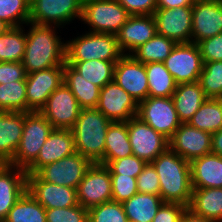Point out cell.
Here are the masks:
<instances>
[{
    "instance_id": "obj_1",
    "label": "cell",
    "mask_w": 222,
    "mask_h": 222,
    "mask_svg": "<svg viewBox=\"0 0 222 222\" xmlns=\"http://www.w3.org/2000/svg\"><path fill=\"white\" fill-rule=\"evenodd\" d=\"M151 164L158 174L162 200L189 207L193 192L190 162L168 148L159 154Z\"/></svg>"
},
{
    "instance_id": "obj_2",
    "label": "cell",
    "mask_w": 222,
    "mask_h": 222,
    "mask_svg": "<svg viewBox=\"0 0 222 222\" xmlns=\"http://www.w3.org/2000/svg\"><path fill=\"white\" fill-rule=\"evenodd\" d=\"M30 25L32 27L26 34L25 54L22 61L26 73L64 66L66 43H62L55 35L54 26L34 23Z\"/></svg>"
},
{
    "instance_id": "obj_3",
    "label": "cell",
    "mask_w": 222,
    "mask_h": 222,
    "mask_svg": "<svg viewBox=\"0 0 222 222\" xmlns=\"http://www.w3.org/2000/svg\"><path fill=\"white\" fill-rule=\"evenodd\" d=\"M111 122L97 108L81 109L71 129L76 152L93 164L100 163L104 158L105 138Z\"/></svg>"
},
{
    "instance_id": "obj_4",
    "label": "cell",
    "mask_w": 222,
    "mask_h": 222,
    "mask_svg": "<svg viewBox=\"0 0 222 222\" xmlns=\"http://www.w3.org/2000/svg\"><path fill=\"white\" fill-rule=\"evenodd\" d=\"M123 55L114 34L89 32L66 42V61H118Z\"/></svg>"
},
{
    "instance_id": "obj_5",
    "label": "cell",
    "mask_w": 222,
    "mask_h": 222,
    "mask_svg": "<svg viewBox=\"0 0 222 222\" xmlns=\"http://www.w3.org/2000/svg\"><path fill=\"white\" fill-rule=\"evenodd\" d=\"M53 130V126L39 111L27 112L22 138L13 158L7 164L26 170L36 160Z\"/></svg>"
},
{
    "instance_id": "obj_6",
    "label": "cell",
    "mask_w": 222,
    "mask_h": 222,
    "mask_svg": "<svg viewBox=\"0 0 222 222\" xmlns=\"http://www.w3.org/2000/svg\"><path fill=\"white\" fill-rule=\"evenodd\" d=\"M131 15L117 0H83L81 19L92 33L116 35Z\"/></svg>"
},
{
    "instance_id": "obj_7",
    "label": "cell",
    "mask_w": 222,
    "mask_h": 222,
    "mask_svg": "<svg viewBox=\"0 0 222 222\" xmlns=\"http://www.w3.org/2000/svg\"><path fill=\"white\" fill-rule=\"evenodd\" d=\"M137 117L170 139L181 121L171 97H150L138 103Z\"/></svg>"
},
{
    "instance_id": "obj_8",
    "label": "cell",
    "mask_w": 222,
    "mask_h": 222,
    "mask_svg": "<svg viewBox=\"0 0 222 222\" xmlns=\"http://www.w3.org/2000/svg\"><path fill=\"white\" fill-rule=\"evenodd\" d=\"M175 83L199 81L203 60L196 43H177L163 62Z\"/></svg>"
},
{
    "instance_id": "obj_9",
    "label": "cell",
    "mask_w": 222,
    "mask_h": 222,
    "mask_svg": "<svg viewBox=\"0 0 222 222\" xmlns=\"http://www.w3.org/2000/svg\"><path fill=\"white\" fill-rule=\"evenodd\" d=\"M127 130L133 155L146 163H151L169 148V139L137 116L127 121Z\"/></svg>"
},
{
    "instance_id": "obj_10",
    "label": "cell",
    "mask_w": 222,
    "mask_h": 222,
    "mask_svg": "<svg viewBox=\"0 0 222 222\" xmlns=\"http://www.w3.org/2000/svg\"><path fill=\"white\" fill-rule=\"evenodd\" d=\"M92 162L79 153L41 167L35 174L43 181L76 189Z\"/></svg>"
},
{
    "instance_id": "obj_11",
    "label": "cell",
    "mask_w": 222,
    "mask_h": 222,
    "mask_svg": "<svg viewBox=\"0 0 222 222\" xmlns=\"http://www.w3.org/2000/svg\"><path fill=\"white\" fill-rule=\"evenodd\" d=\"M78 204L89 210L92 207L112 201L110 170L94 163L76 188Z\"/></svg>"
},
{
    "instance_id": "obj_12",
    "label": "cell",
    "mask_w": 222,
    "mask_h": 222,
    "mask_svg": "<svg viewBox=\"0 0 222 222\" xmlns=\"http://www.w3.org/2000/svg\"><path fill=\"white\" fill-rule=\"evenodd\" d=\"M83 0H30L29 23L57 27L81 19Z\"/></svg>"
},
{
    "instance_id": "obj_13",
    "label": "cell",
    "mask_w": 222,
    "mask_h": 222,
    "mask_svg": "<svg viewBox=\"0 0 222 222\" xmlns=\"http://www.w3.org/2000/svg\"><path fill=\"white\" fill-rule=\"evenodd\" d=\"M80 106L71 90L63 82L47 99L39 111L54 129L71 130L80 113Z\"/></svg>"
},
{
    "instance_id": "obj_14",
    "label": "cell",
    "mask_w": 222,
    "mask_h": 222,
    "mask_svg": "<svg viewBox=\"0 0 222 222\" xmlns=\"http://www.w3.org/2000/svg\"><path fill=\"white\" fill-rule=\"evenodd\" d=\"M63 80L64 66H54L27 74L25 79L27 112L40 111Z\"/></svg>"
},
{
    "instance_id": "obj_15",
    "label": "cell",
    "mask_w": 222,
    "mask_h": 222,
    "mask_svg": "<svg viewBox=\"0 0 222 222\" xmlns=\"http://www.w3.org/2000/svg\"><path fill=\"white\" fill-rule=\"evenodd\" d=\"M156 31L177 43H191L192 6L157 8L152 15Z\"/></svg>"
},
{
    "instance_id": "obj_16",
    "label": "cell",
    "mask_w": 222,
    "mask_h": 222,
    "mask_svg": "<svg viewBox=\"0 0 222 222\" xmlns=\"http://www.w3.org/2000/svg\"><path fill=\"white\" fill-rule=\"evenodd\" d=\"M110 121H128L137 116L138 103L114 80L100 88L96 107Z\"/></svg>"
},
{
    "instance_id": "obj_17",
    "label": "cell",
    "mask_w": 222,
    "mask_h": 222,
    "mask_svg": "<svg viewBox=\"0 0 222 222\" xmlns=\"http://www.w3.org/2000/svg\"><path fill=\"white\" fill-rule=\"evenodd\" d=\"M113 80L137 103L148 97V79L145 64L138 62L128 53H125L115 63Z\"/></svg>"
},
{
    "instance_id": "obj_18",
    "label": "cell",
    "mask_w": 222,
    "mask_h": 222,
    "mask_svg": "<svg viewBox=\"0 0 222 222\" xmlns=\"http://www.w3.org/2000/svg\"><path fill=\"white\" fill-rule=\"evenodd\" d=\"M212 134L181 123L169 139V148L188 162L211 153Z\"/></svg>"
},
{
    "instance_id": "obj_19",
    "label": "cell",
    "mask_w": 222,
    "mask_h": 222,
    "mask_svg": "<svg viewBox=\"0 0 222 222\" xmlns=\"http://www.w3.org/2000/svg\"><path fill=\"white\" fill-rule=\"evenodd\" d=\"M27 191L45 209L78 205L76 189L45 182L36 174H27Z\"/></svg>"
},
{
    "instance_id": "obj_20",
    "label": "cell",
    "mask_w": 222,
    "mask_h": 222,
    "mask_svg": "<svg viewBox=\"0 0 222 222\" xmlns=\"http://www.w3.org/2000/svg\"><path fill=\"white\" fill-rule=\"evenodd\" d=\"M220 33H222L221 1L194 2L192 6V42L197 44Z\"/></svg>"
},
{
    "instance_id": "obj_21",
    "label": "cell",
    "mask_w": 222,
    "mask_h": 222,
    "mask_svg": "<svg viewBox=\"0 0 222 222\" xmlns=\"http://www.w3.org/2000/svg\"><path fill=\"white\" fill-rule=\"evenodd\" d=\"M76 153L74 135L69 129H54L40 149L36 160L25 170L35 174L41 167Z\"/></svg>"
},
{
    "instance_id": "obj_22",
    "label": "cell",
    "mask_w": 222,
    "mask_h": 222,
    "mask_svg": "<svg viewBox=\"0 0 222 222\" xmlns=\"http://www.w3.org/2000/svg\"><path fill=\"white\" fill-rule=\"evenodd\" d=\"M26 191L25 169L6 163L0 169V222L7 218L9 211Z\"/></svg>"
},
{
    "instance_id": "obj_23",
    "label": "cell",
    "mask_w": 222,
    "mask_h": 222,
    "mask_svg": "<svg viewBox=\"0 0 222 222\" xmlns=\"http://www.w3.org/2000/svg\"><path fill=\"white\" fill-rule=\"evenodd\" d=\"M156 31V23L152 15H135L122 25L116 34L121 51H129L131 55L139 46L152 39Z\"/></svg>"
},
{
    "instance_id": "obj_24",
    "label": "cell",
    "mask_w": 222,
    "mask_h": 222,
    "mask_svg": "<svg viewBox=\"0 0 222 222\" xmlns=\"http://www.w3.org/2000/svg\"><path fill=\"white\" fill-rule=\"evenodd\" d=\"M27 112H0V158L8 163L22 138Z\"/></svg>"
},
{
    "instance_id": "obj_25",
    "label": "cell",
    "mask_w": 222,
    "mask_h": 222,
    "mask_svg": "<svg viewBox=\"0 0 222 222\" xmlns=\"http://www.w3.org/2000/svg\"><path fill=\"white\" fill-rule=\"evenodd\" d=\"M193 188H222V157L209 153L190 162Z\"/></svg>"
},
{
    "instance_id": "obj_26",
    "label": "cell",
    "mask_w": 222,
    "mask_h": 222,
    "mask_svg": "<svg viewBox=\"0 0 222 222\" xmlns=\"http://www.w3.org/2000/svg\"><path fill=\"white\" fill-rule=\"evenodd\" d=\"M171 98L181 123H188L207 99L199 81L178 84Z\"/></svg>"
},
{
    "instance_id": "obj_27",
    "label": "cell",
    "mask_w": 222,
    "mask_h": 222,
    "mask_svg": "<svg viewBox=\"0 0 222 222\" xmlns=\"http://www.w3.org/2000/svg\"><path fill=\"white\" fill-rule=\"evenodd\" d=\"M188 209L207 220L222 222V188H193Z\"/></svg>"
},
{
    "instance_id": "obj_28",
    "label": "cell",
    "mask_w": 222,
    "mask_h": 222,
    "mask_svg": "<svg viewBox=\"0 0 222 222\" xmlns=\"http://www.w3.org/2000/svg\"><path fill=\"white\" fill-rule=\"evenodd\" d=\"M63 82L71 90L81 109L97 107L100 87L83 78L78 71L66 62L64 63Z\"/></svg>"
},
{
    "instance_id": "obj_29",
    "label": "cell",
    "mask_w": 222,
    "mask_h": 222,
    "mask_svg": "<svg viewBox=\"0 0 222 222\" xmlns=\"http://www.w3.org/2000/svg\"><path fill=\"white\" fill-rule=\"evenodd\" d=\"M133 155L129 142L127 121L111 122L105 138L104 158L99 163L106 166L110 161Z\"/></svg>"
},
{
    "instance_id": "obj_30",
    "label": "cell",
    "mask_w": 222,
    "mask_h": 222,
    "mask_svg": "<svg viewBox=\"0 0 222 222\" xmlns=\"http://www.w3.org/2000/svg\"><path fill=\"white\" fill-rule=\"evenodd\" d=\"M163 203L160 195L137 192L122 202V206L129 222H152Z\"/></svg>"
},
{
    "instance_id": "obj_31",
    "label": "cell",
    "mask_w": 222,
    "mask_h": 222,
    "mask_svg": "<svg viewBox=\"0 0 222 222\" xmlns=\"http://www.w3.org/2000/svg\"><path fill=\"white\" fill-rule=\"evenodd\" d=\"M148 79V96L172 97L177 84L163 62L145 63Z\"/></svg>"
},
{
    "instance_id": "obj_32",
    "label": "cell",
    "mask_w": 222,
    "mask_h": 222,
    "mask_svg": "<svg viewBox=\"0 0 222 222\" xmlns=\"http://www.w3.org/2000/svg\"><path fill=\"white\" fill-rule=\"evenodd\" d=\"M65 62L78 71L83 78L102 88L113 81L114 67L117 61L87 60Z\"/></svg>"
},
{
    "instance_id": "obj_33",
    "label": "cell",
    "mask_w": 222,
    "mask_h": 222,
    "mask_svg": "<svg viewBox=\"0 0 222 222\" xmlns=\"http://www.w3.org/2000/svg\"><path fill=\"white\" fill-rule=\"evenodd\" d=\"M188 124L211 134L222 129V101L207 98L194 113Z\"/></svg>"
},
{
    "instance_id": "obj_34",
    "label": "cell",
    "mask_w": 222,
    "mask_h": 222,
    "mask_svg": "<svg viewBox=\"0 0 222 222\" xmlns=\"http://www.w3.org/2000/svg\"><path fill=\"white\" fill-rule=\"evenodd\" d=\"M175 45L173 40L156 33L152 39L134 50L131 56L143 64L164 62Z\"/></svg>"
},
{
    "instance_id": "obj_35",
    "label": "cell",
    "mask_w": 222,
    "mask_h": 222,
    "mask_svg": "<svg viewBox=\"0 0 222 222\" xmlns=\"http://www.w3.org/2000/svg\"><path fill=\"white\" fill-rule=\"evenodd\" d=\"M3 222H47L45 208L26 191Z\"/></svg>"
},
{
    "instance_id": "obj_36",
    "label": "cell",
    "mask_w": 222,
    "mask_h": 222,
    "mask_svg": "<svg viewBox=\"0 0 222 222\" xmlns=\"http://www.w3.org/2000/svg\"><path fill=\"white\" fill-rule=\"evenodd\" d=\"M21 26L10 27L0 35V62H22L25 54L26 34Z\"/></svg>"
},
{
    "instance_id": "obj_37",
    "label": "cell",
    "mask_w": 222,
    "mask_h": 222,
    "mask_svg": "<svg viewBox=\"0 0 222 222\" xmlns=\"http://www.w3.org/2000/svg\"><path fill=\"white\" fill-rule=\"evenodd\" d=\"M0 112H27L25 80L0 84Z\"/></svg>"
},
{
    "instance_id": "obj_38",
    "label": "cell",
    "mask_w": 222,
    "mask_h": 222,
    "mask_svg": "<svg viewBox=\"0 0 222 222\" xmlns=\"http://www.w3.org/2000/svg\"><path fill=\"white\" fill-rule=\"evenodd\" d=\"M199 83L207 98L222 97V61L205 62Z\"/></svg>"
},
{
    "instance_id": "obj_39",
    "label": "cell",
    "mask_w": 222,
    "mask_h": 222,
    "mask_svg": "<svg viewBox=\"0 0 222 222\" xmlns=\"http://www.w3.org/2000/svg\"><path fill=\"white\" fill-rule=\"evenodd\" d=\"M29 17L30 0H0V20L9 27L30 24Z\"/></svg>"
},
{
    "instance_id": "obj_40",
    "label": "cell",
    "mask_w": 222,
    "mask_h": 222,
    "mask_svg": "<svg viewBox=\"0 0 222 222\" xmlns=\"http://www.w3.org/2000/svg\"><path fill=\"white\" fill-rule=\"evenodd\" d=\"M88 222H129L122 203L109 201L88 210Z\"/></svg>"
},
{
    "instance_id": "obj_41",
    "label": "cell",
    "mask_w": 222,
    "mask_h": 222,
    "mask_svg": "<svg viewBox=\"0 0 222 222\" xmlns=\"http://www.w3.org/2000/svg\"><path fill=\"white\" fill-rule=\"evenodd\" d=\"M111 188L112 200L122 203L138 192L137 179L122 174H111Z\"/></svg>"
},
{
    "instance_id": "obj_42",
    "label": "cell",
    "mask_w": 222,
    "mask_h": 222,
    "mask_svg": "<svg viewBox=\"0 0 222 222\" xmlns=\"http://www.w3.org/2000/svg\"><path fill=\"white\" fill-rule=\"evenodd\" d=\"M47 222H88V210L80 204L66 208L45 209Z\"/></svg>"
},
{
    "instance_id": "obj_43",
    "label": "cell",
    "mask_w": 222,
    "mask_h": 222,
    "mask_svg": "<svg viewBox=\"0 0 222 222\" xmlns=\"http://www.w3.org/2000/svg\"><path fill=\"white\" fill-rule=\"evenodd\" d=\"M147 163L135 155L110 161L106 167L110 174H122L137 178Z\"/></svg>"
},
{
    "instance_id": "obj_44",
    "label": "cell",
    "mask_w": 222,
    "mask_h": 222,
    "mask_svg": "<svg viewBox=\"0 0 222 222\" xmlns=\"http://www.w3.org/2000/svg\"><path fill=\"white\" fill-rule=\"evenodd\" d=\"M136 179L139 193L160 195V181L157 171L151 163L145 165Z\"/></svg>"
},
{
    "instance_id": "obj_45",
    "label": "cell",
    "mask_w": 222,
    "mask_h": 222,
    "mask_svg": "<svg viewBox=\"0 0 222 222\" xmlns=\"http://www.w3.org/2000/svg\"><path fill=\"white\" fill-rule=\"evenodd\" d=\"M203 63L222 61V33L197 43Z\"/></svg>"
},
{
    "instance_id": "obj_46",
    "label": "cell",
    "mask_w": 222,
    "mask_h": 222,
    "mask_svg": "<svg viewBox=\"0 0 222 222\" xmlns=\"http://www.w3.org/2000/svg\"><path fill=\"white\" fill-rule=\"evenodd\" d=\"M188 207L180 203L164 202L152 222H179Z\"/></svg>"
},
{
    "instance_id": "obj_47",
    "label": "cell",
    "mask_w": 222,
    "mask_h": 222,
    "mask_svg": "<svg viewBox=\"0 0 222 222\" xmlns=\"http://www.w3.org/2000/svg\"><path fill=\"white\" fill-rule=\"evenodd\" d=\"M26 75L22 62H0V84L25 80Z\"/></svg>"
},
{
    "instance_id": "obj_48",
    "label": "cell",
    "mask_w": 222,
    "mask_h": 222,
    "mask_svg": "<svg viewBox=\"0 0 222 222\" xmlns=\"http://www.w3.org/2000/svg\"><path fill=\"white\" fill-rule=\"evenodd\" d=\"M131 15H153L157 9L156 0H117Z\"/></svg>"
},
{
    "instance_id": "obj_49",
    "label": "cell",
    "mask_w": 222,
    "mask_h": 222,
    "mask_svg": "<svg viewBox=\"0 0 222 222\" xmlns=\"http://www.w3.org/2000/svg\"><path fill=\"white\" fill-rule=\"evenodd\" d=\"M157 8H177L193 6L194 2L192 0H156Z\"/></svg>"
},
{
    "instance_id": "obj_50",
    "label": "cell",
    "mask_w": 222,
    "mask_h": 222,
    "mask_svg": "<svg viewBox=\"0 0 222 222\" xmlns=\"http://www.w3.org/2000/svg\"><path fill=\"white\" fill-rule=\"evenodd\" d=\"M211 153L222 157V129L212 134Z\"/></svg>"
},
{
    "instance_id": "obj_51",
    "label": "cell",
    "mask_w": 222,
    "mask_h": 222,
    "mask_svg": "<svg viewBox=\"0 0 222 222\" xmlns=\"http://www.w3.org/2000/svg\"><path fill=\"white\" fill-rule=\"evenodd\" d=\"M179 222H213L201 216L195 215L190 209H186Z\"/></svg>"
},
{
    "instance_id": "obj_52",
    "label": "cell",
    "mask_w": 222,
    "mask_h": 222,
    "mask_svg": "<svg viewBox=\"0 0 222 222\" xmlns=\"http://www.w3.org/2000/svg\"><path fill=\"white\" fill-rule=\"evenodd\" d=\"M8 28H10L5 22L0 20V35H2Z\"/></svg>"
},
{
    "instance_id": "obj_53",
    "label": "cell",
    "mask_w": 222,
    "mask_h": 222,
    "mask_svg": "<svg viewBox=\"0 0 222 222\" xmlns=\"http://www.w3.org/2000/svg\"><path fill=\"white\" fill-rule=\"evenodd\" d=\"M6 163L0 158V169L5 165Z\"/></svg>"
},
{
    "instance_id": "obj_54",
    "label": "cell",
    "mask_w": 222,
    "mask_h": 222,
    "mask_svg": "<svg viewBox=\"0 0 222 222\" xmlns=\"http://www.w3.org/2000/svg\"><path fill=\"white\" fill-rule=\"evenodd\" d=\"M193 2H204V1H214V0H192Z\"/></svg>"
}]
</instances>
